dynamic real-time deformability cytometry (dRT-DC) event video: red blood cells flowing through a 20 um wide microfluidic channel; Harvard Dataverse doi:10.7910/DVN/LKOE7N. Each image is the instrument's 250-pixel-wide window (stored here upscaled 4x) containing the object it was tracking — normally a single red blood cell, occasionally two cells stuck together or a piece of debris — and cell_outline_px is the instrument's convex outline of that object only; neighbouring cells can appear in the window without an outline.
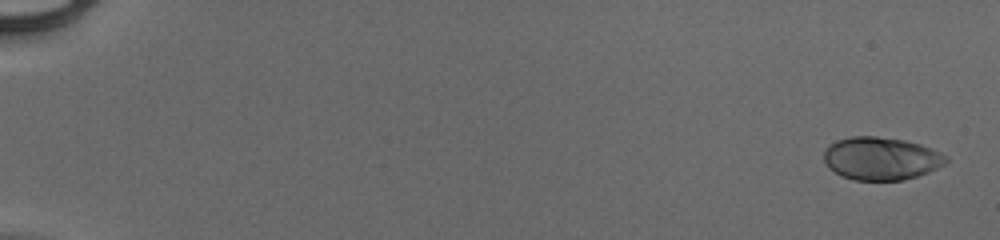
{"species": "human", "species_latin": "Homo sapiens", "temperature_condition": "cold", "stored_images_in_passage": 22, "camera_frame_rate_fps": 3000, "um_per_image_px": 0.085, "donor": {"sex": "male"}, "frame": {"image": 1, "passage_image": 2, "time_ms": 0.333, "image_size_px": [1000, 240], "cell_outline_px": [[948, 160], [944, 164], [928, 172], [916, 176], [900, 180], [852, 180], [840, 176], [828, 168], [824, 160], [824, 152], [828, 144], [836, 140], [852, 136], [876, 136], [904, 140], [920, 144], [940, 152], [948, 156]], "centroid_in_image_um": [74.85, 13.47], "position_along_channel_um": 10.1, "area_um2": 30.63}}
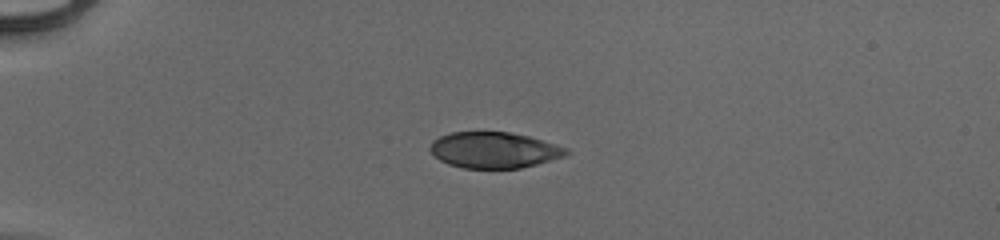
{"frame": {"image": 2, "passage_image": 16, "time_ms": 5.0, "image_size_px": [1000, 240], "cell_outline_px": [[572, 152], [564, 156], [536, 164], [520, 168], [464, 168], [448, 164], [440, 160], [428, 148], [432, 140], [440, 136], [452, 132], [508, 132], [528, 136], [556, 144], [568, 148]], "centroid_in_image_um": [42.0, 12.75], "position_along_channel_um": 43.0, "area_um2": 28.5}}
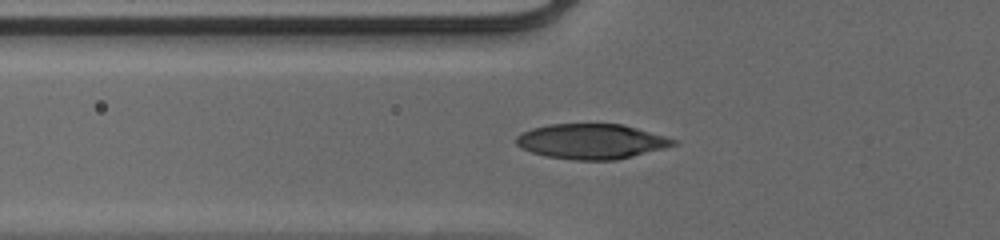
{"frame": {"image": 3, "passage_image": 22, "time_ms": 7.0, "image_size_px": [1000, 240], "cell_outline_px": [[676, 144], [664, 148], [616, 160], [572, 160], [548, 156], [532, 152], [520, 148], [516, 144], [516, 136], [532, 128], [548, 124], [624, 124], [664, 136], [676, 140]], "centroid_in_image_um": [50.24, 12.02], "position_along_channel_um": 75.6, "area_um2": 31.91}}